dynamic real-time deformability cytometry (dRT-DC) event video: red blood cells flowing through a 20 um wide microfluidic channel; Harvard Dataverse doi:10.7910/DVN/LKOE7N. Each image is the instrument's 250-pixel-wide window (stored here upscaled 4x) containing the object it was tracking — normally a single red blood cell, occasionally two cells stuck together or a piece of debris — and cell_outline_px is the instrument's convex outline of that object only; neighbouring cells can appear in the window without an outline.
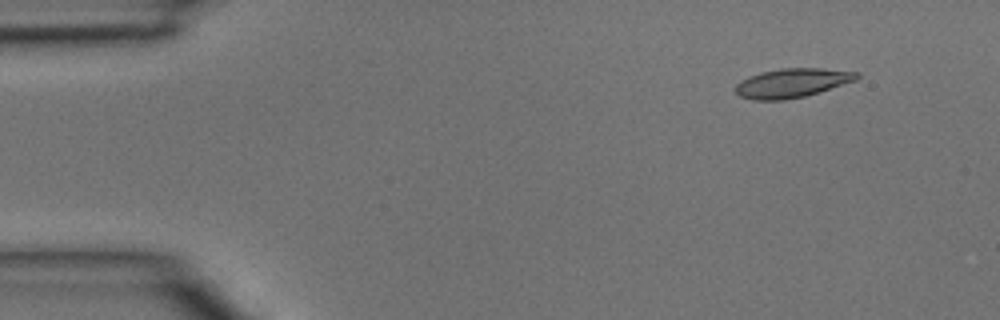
{"species": "common noctule bat (a hibernating species)", "species_latin": "Nyctalus noctula", "temperature_condition": "room temperature", "stored_images_in_passage": 3, "camera_frame_rate_fps": 3000, "um_per_image_px": 0.085, "animal": {"sex": "male", "body_mass_g": 15.6}, "frame": {"image": 1, "passage_image": 1, "time_ms": 0.0, "image_size_px": [1000, 320], "cell_outline_px": [[860, 76], [856, 80], [804, 96], [784, 100], [752, 100], [740, 96], [736, 92], [736, 84], [740, 80], [748, 76], [760, 72], [780, 68], [820, 68], [860, 72]], "centroid_in_image_um": [67.3, 7.04], "position_along_channel_um": 17.7, "area_um2": 20.52}}
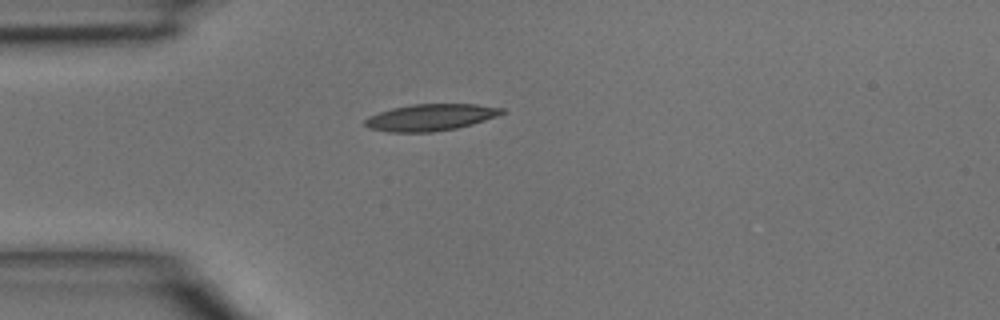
{"frame": {"image": 2, "passage_image": 3, "time_ms": 0.667, "image_size_px": [1000, 320], "cell_outline_px": [[508, 112], [472, 124], [456, 128], [432, 132], [388, 132], [368, 128], [364, 124], [364, 120], [368, 116], [392, 108], [412, 104], [476, 104], [504, 108]], "centroid_in_image_um": [36.6, 9.97], "position_along_channel_um": 48.4, "area_um2": 21.33}}